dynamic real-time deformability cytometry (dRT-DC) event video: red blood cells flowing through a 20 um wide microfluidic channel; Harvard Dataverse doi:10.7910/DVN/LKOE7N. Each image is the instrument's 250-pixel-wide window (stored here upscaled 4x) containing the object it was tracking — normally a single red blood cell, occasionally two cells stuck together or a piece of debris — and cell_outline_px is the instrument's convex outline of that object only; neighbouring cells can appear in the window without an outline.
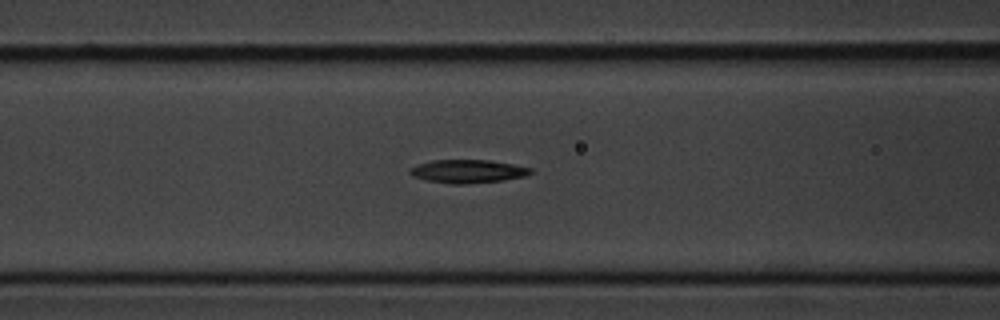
{"species": "common noctule bat (a hibernating species)", "species_latin": "Nyctalus noctula", "temperature_condition": "cold", "stored_images_in_passage": 8, "segment_of_instrument_passage": [2, 2], "camera_frame_rate_fps": 3000, "um_per_image_px": 0.085, "animal": {"sex": "male", "body_mass_g": 20.1, "forearm_length_mm": 53.5}, "frame": {"image": 1, "passage_image": 8, "time_ms": 9.333, "image_size_px": [1000, 320], "cell_outline_px": [[532, 172], [524, 176], [504, 180], [468, 184], [452, 184], [424, 180], [412, 176], [408, 172], [408, 168], [416, 164], [432, 160], [488, 160], [512, 164], [532, 168]], "centroid_in_image_um": [39.69, 14.56], "position_along_channel_um": 126.9, "area_um2": 16.53}}